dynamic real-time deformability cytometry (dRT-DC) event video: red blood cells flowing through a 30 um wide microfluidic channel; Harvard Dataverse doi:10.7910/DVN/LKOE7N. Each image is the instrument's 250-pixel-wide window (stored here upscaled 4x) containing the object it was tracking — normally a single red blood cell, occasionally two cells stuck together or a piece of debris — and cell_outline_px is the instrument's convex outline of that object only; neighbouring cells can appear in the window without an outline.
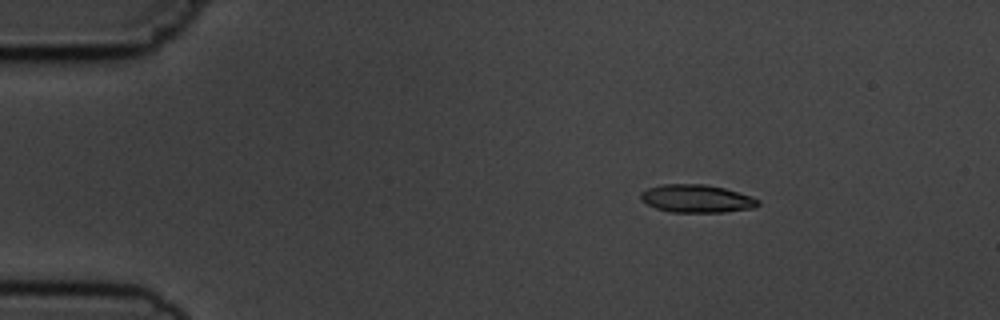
{"species": "common noctule bat (a hibernating species)", "species_latin": "Nyctalus noctula", "temperature_condition": "cold", "stored_images_in_passage": 5, "camera_frame_rate_fps": 3000, "um_per_image_px": 0.085, "animal": {"sex": "male", "body_mass_g": 19.5, "forearm_length_mm": 54.6}, "frame": {"image": 1, "passage_image": 3, "time_ms": 2.333, "image_size_px": [1000, 320], "cell_outline_px": [[760, 204], [752, 208], [724, 212], [672, 212], [656, 208], [640, 200], [640, 192], [648, 188], [664, 184], [704, 184], [724, 188], [752, 196], [760, 200]], "centroid_in_image_um": [59.21, 16.88], "position_along_channel_um": 25.8, "area_um2": 19.07}}